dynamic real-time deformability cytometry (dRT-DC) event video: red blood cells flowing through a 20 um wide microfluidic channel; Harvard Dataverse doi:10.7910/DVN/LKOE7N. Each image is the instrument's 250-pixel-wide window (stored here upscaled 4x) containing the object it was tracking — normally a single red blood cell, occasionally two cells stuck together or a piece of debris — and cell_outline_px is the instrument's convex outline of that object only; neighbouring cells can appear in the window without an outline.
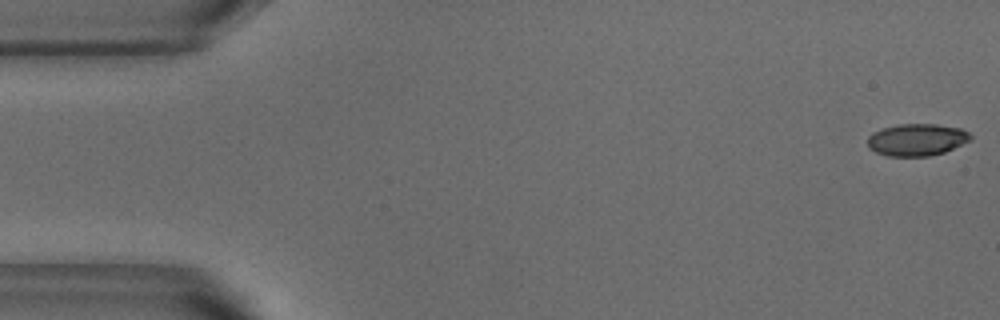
{"species": "common noctule bat (a hibernating species)", "species_latin": "Nyctalus noctula", "temperature_condition": "warm", "stored_images_in_passage": 10, "camera_frame_rate_fps": 3000, "um_per_image_px": 0.085, "animal": {"sex": "male", "body_mass_g": 18.8}, "frame": {"image": 1, "passage_image": 1, "time_ms": 0.0, "image_size_px": [1000, 320], "cell_outline_px": [[972, 140], [944, 152], [928, 156], [888, 156], [876, 152], [868, 148], [868, 136], [872, 132], [880, 128], [900, 124], [936, 124], [960, 128], [968, 132], [972, 136]], "centroid_in_image_um": [77.92, 11.87], "position_along_channel_um": 7.1, "area_um2": 19.36}}